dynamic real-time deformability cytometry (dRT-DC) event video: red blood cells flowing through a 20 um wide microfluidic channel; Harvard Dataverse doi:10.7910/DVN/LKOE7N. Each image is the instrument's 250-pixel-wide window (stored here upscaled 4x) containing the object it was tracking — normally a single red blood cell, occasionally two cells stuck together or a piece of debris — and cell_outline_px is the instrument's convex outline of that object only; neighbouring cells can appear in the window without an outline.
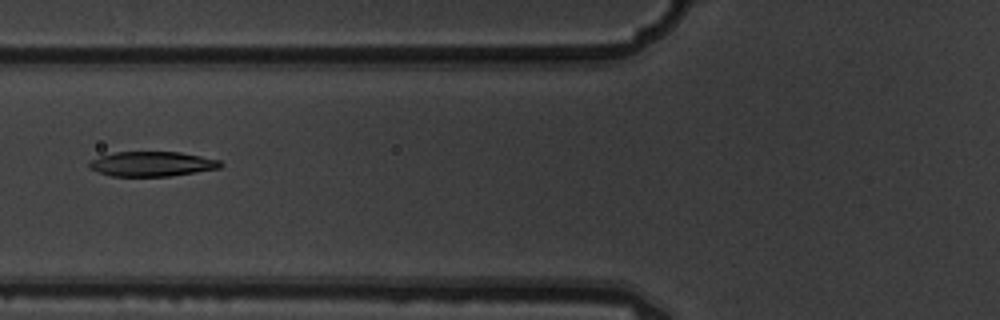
{"species": "common noctule bat (a hibernating species)", "species_latin": "Nyctalus noctula", "temperature_condition": "warm", "stored_images_in_passage": 9, "camera_frame_rate_fps": 3000, "um_per_image_px": 0.085, "animal": {"sex": "male", "body_mass_g": 19.5, "forearm_length_mm": 54.6}, "frame": {"image": 1, "passage_image": 6, "time_ms": 1.667, "image_size_px": [1000, 320], "cell_outline_px": [[224, 164], [220, 168], [196, 172], [168, 176], [112, 176], [88, 168], [88, 164], [92, 160], [100, 156], [116, 152], [180, 152], [220, 160]], "centroid_in_image_um": [12.94, 13.93], "position_along_channel_um": 112.9, "area_um2": 18.84}}
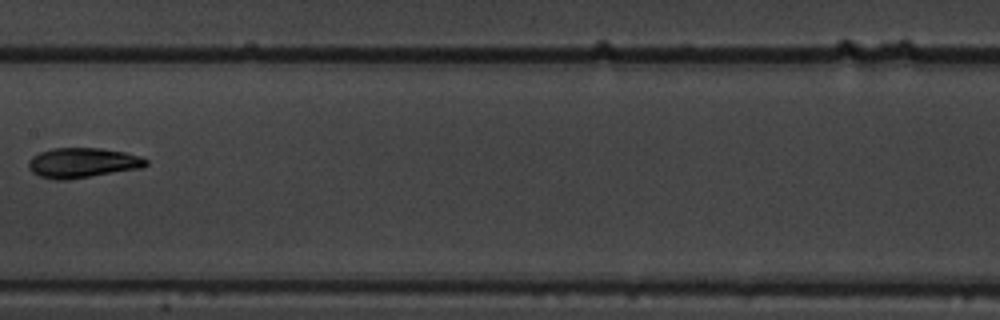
{"frame": {"image": 2, "passage_image": 8, "time_ms": 2.333, "image_size_px": [1000, 320], "cell_outline_px": [[148, 164], [140, 168], [68, 180], [56, 180], [40, 176], [32, 172], [28, 168], [28, 160], [32, 156], [40, 152], [52, 148], [100, 148], [124, 152], [144, 156], [148, 160]], "centroid_in_image_um": [7.02, 13.83], "position_along_channel_um": 200.4, "area_um2": 20.63}}
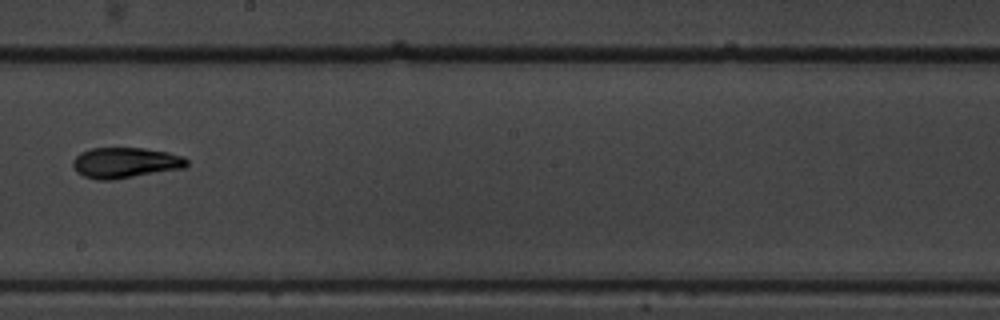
{"frame": {"image": 3, "passage_image": 9, "time_ms": 2.667, "image_size_px": [1000, 320], "cell_outline_px": [[188, 164], [184, 168], [112, 180], [96, 180], [84, 176], [76, 172], [72, 164], [72, 160], [80, 152], [92, 148], [144, 148], [168, 152], [184, 156], [188, 160]], "centroid_in_image_um": [10.64, 13.83], "position_along_channel_um": 237.6, "area_um2": 20.46}}